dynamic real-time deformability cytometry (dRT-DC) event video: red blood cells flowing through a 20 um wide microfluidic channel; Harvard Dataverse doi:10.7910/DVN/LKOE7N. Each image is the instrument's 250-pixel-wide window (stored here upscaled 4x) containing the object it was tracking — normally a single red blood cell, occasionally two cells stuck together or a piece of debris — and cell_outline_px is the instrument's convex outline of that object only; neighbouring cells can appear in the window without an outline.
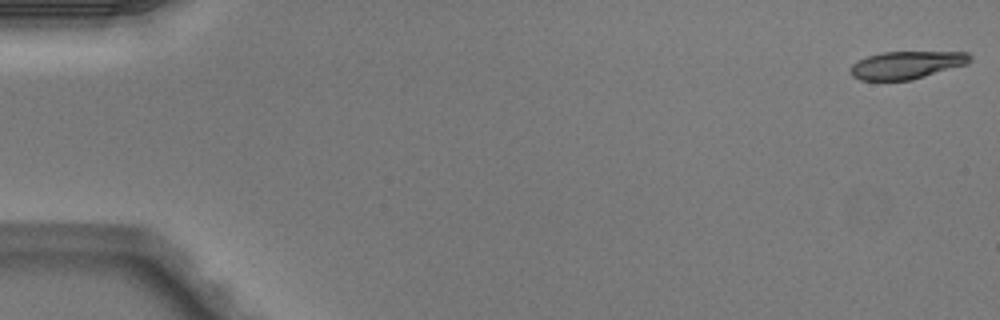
{"species": "Egyptian fruit bat (a non-hibernating species)", "species_latin": "Rousettus aegyptiacus", "temperature_condition": "warm", "stored_images_in_passage": 5, "camera_frame_rate_fps": 3000, "um_per_image_px": 0.085, "animal": {"sex": "male"}, "frame": {"image": 1, "passage_image": 1, "time_ms": 0.0, "image_size_px": [1000, 320], "cell_outline_px": [[972, 60], [968, 64], [912, 80], [860, 80], [852, 76], [848, 72], [848, 68], [856, 60], [868, 56], [884, 52], [968, 52], [972, 56]], "centroid_in_image_um": [77.04, 5.53], "position_along_channel_um": 8.0, "area_um2": 19.54}}
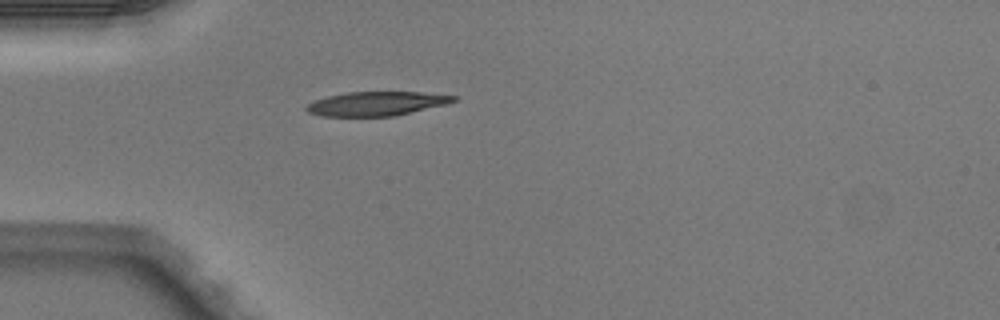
{"frame": {"image": 2, "passage_image": 5, "time_ms": 1.333, "image_size_px": [1000, 320], "cell_outline_px": [[460, 96], [456, 100], [448, 104], [392, 116], [320, 116], [308, 112], [304, 108], [308, 104], [316, 100], [328, 96], [348, 92], [420, 92]], "centroid_in_image_um": [32.03, 8.8], "position_along_channel_um": 53.0, "area_um2": 20.58}}